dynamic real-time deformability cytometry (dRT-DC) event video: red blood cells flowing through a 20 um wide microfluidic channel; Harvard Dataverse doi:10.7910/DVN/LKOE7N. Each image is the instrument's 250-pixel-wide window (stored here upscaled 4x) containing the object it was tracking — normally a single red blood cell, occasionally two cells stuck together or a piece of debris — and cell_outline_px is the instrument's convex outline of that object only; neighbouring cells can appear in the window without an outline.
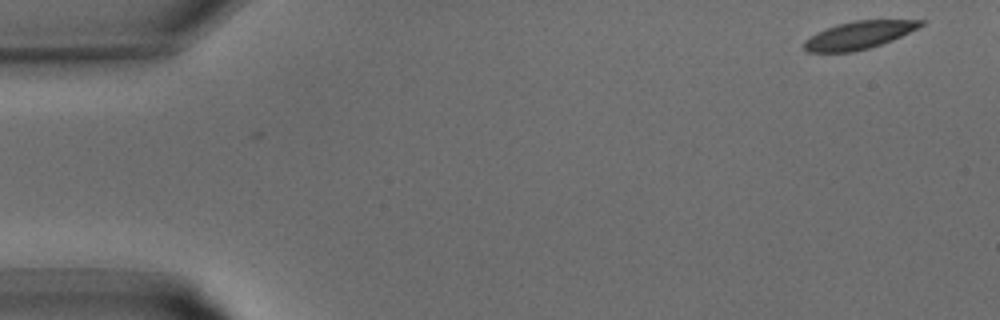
{"species": "common noctule bat (a hibernating species)", "species_latin": "Nyctalus noctula", "temperature_condition": "warm", "stored_images_in_passage": 7, "camera_frame_rate_fps": 3000, "um_per_image_px": 0.085, "animal": {"sex": "male", "body_mass_g": 15.6}, "frame": {"image": 1, "passage_image": 1, "time_ms": 0.0, "image_size_px": [1000, 320], "cell_outline_px": [[924, 24], [900, 36], [880, 44], [868, 48], [848, 52], [812, 52], [804, 48], [804, 44], [812, 36], [828, 28], [840, 24], [860, 20], [924, 20]], "centroid_in_image_um": [73.04, 2.98], "position_along_channel_um": 12.0, "area_um2": 17.92}}